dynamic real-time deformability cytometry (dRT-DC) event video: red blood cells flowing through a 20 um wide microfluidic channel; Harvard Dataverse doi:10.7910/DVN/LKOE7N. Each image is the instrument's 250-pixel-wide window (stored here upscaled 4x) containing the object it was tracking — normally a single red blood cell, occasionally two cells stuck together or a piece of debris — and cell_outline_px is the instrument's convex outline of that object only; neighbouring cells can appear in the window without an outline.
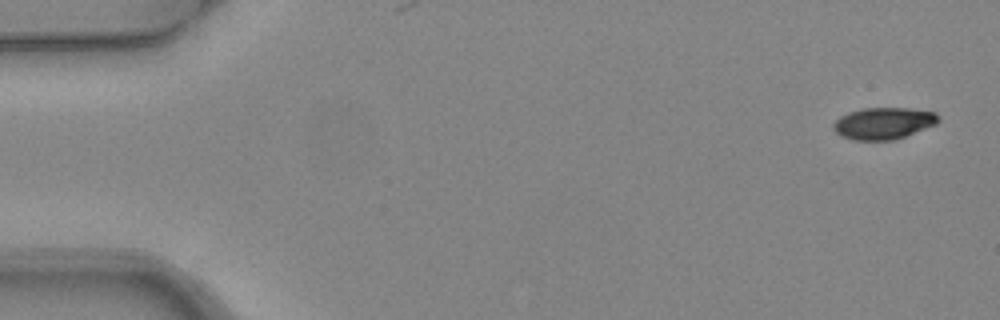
{"species": "common noctule bat (a hibernating species)", "species_latin": "Nyctalus noctula", "temperature_condition": "warm", "stored_images_in_passage": 5, "camera_frame_rate_fps": 3000, "um_per_image_px": 0.085, "animal": {"sex": "female", "body_mass_g": 24.6, "forearm_length_mm": 56.2}, "frame": {"image": 1, "passage_image": 1, "time_ms": 0.0, "image_size_px": [1000, 320], "cell_outline_px": [[940, 120], [936, 124], [896, 140], [852, 140], [840, 136], [832, 128], [832, 124], [840, 116], [848, 112], [864, 108], [908, 108], [936, 112], [940, 116]], "centroid_in_image_um": [75.1, 10.48], "position_along_channel_um": 9.9, "area_um2": 19.65}}
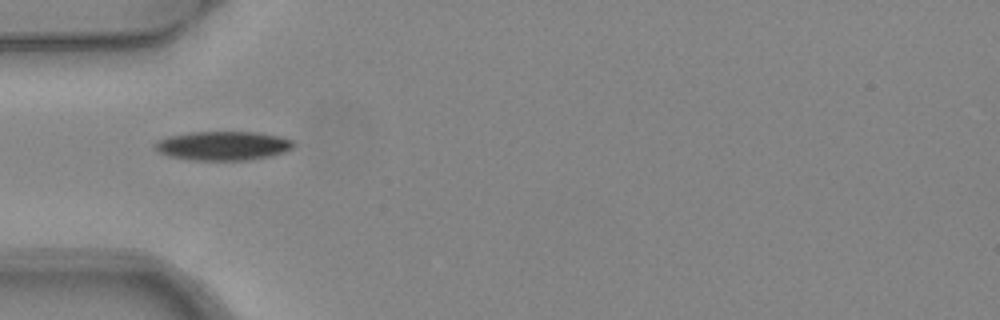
{"frame": {"image": 2, "passage_image": 4, "time_ms": 1.0, "image_size_px": [1000, 320], "cell_outline_px": [[296, 144], [292, 148], [284, 152], [272, 156], [248, 160], [196, 160], [168, 156], [160, 152], [152, 144], [168, 136], [192, 132], [256, 132], [280, 136], [292, 140]], "centroid_in_image_um": [18.99, 12.39], "position_along_channel_um": 66.0, "area_um2": 23.41}}
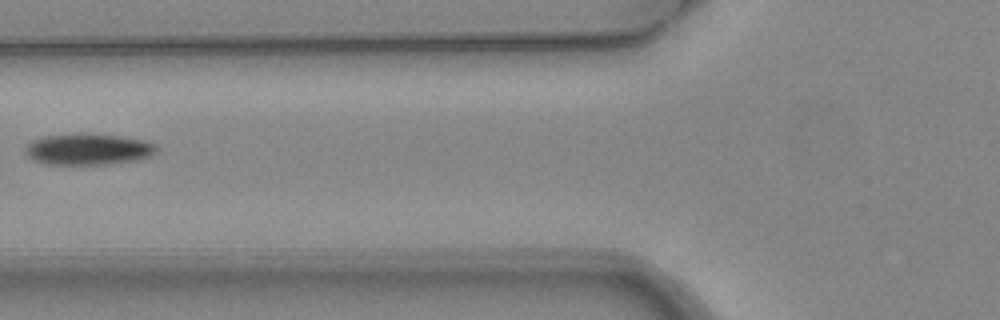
{"frame": {"image": 3, "passage_image": 5, "time_ms": 1.333, "image_size_px": [1000, 320], "cell_outline_px": [[156, 152], [148, 156], [136, 160], [108, 164], [44, 164], [32, 160], [24, 152], [28, 144], [32, 140], [44, 136], [120, 136], [144, 140], [152, 144], [156, 148]], "centroid_in_image_um": [7.45, 12.73], "position_along_channel_um": 118.3, "area_um2": 22.89}}